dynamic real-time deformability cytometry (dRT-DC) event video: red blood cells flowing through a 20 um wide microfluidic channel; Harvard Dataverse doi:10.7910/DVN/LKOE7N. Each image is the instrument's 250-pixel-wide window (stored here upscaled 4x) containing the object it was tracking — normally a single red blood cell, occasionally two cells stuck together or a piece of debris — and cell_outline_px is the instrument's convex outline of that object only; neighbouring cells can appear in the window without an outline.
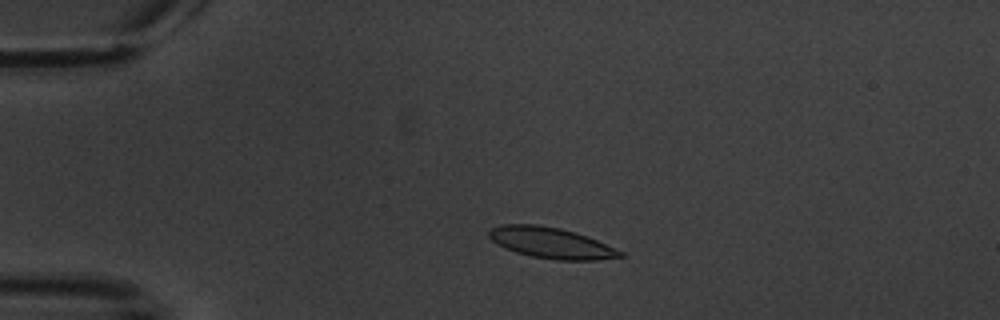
{"species": "common noctule bat (a hibernating species)", "species_latin": "Nyctalus noctula", "temperature_condition": "warm", "stored_images_in_passage": 3, "camera_frame_rate_fps": 3000, "um_per_image_px": 0.085, "animal": {"sex": "male", "body_mass_g": 20.1, "forearm_length_mm": 53.5}, "frame": {"image": 1, "passage_image": 2, "time_ms": 1.0, "image_size_px": [1000, 320], "cell_outline_px": [[624, 256], [596, 260], [556, 260], [532, 256], [516, 252], [504, 248], [496, 244], [488, 236], [488, 232], [492, 228], [504, 224], [536, 224], [560, 228], [576, 232], [588, 236], [624, 252]], "centroid_in_image_um": [46.84, 20.64], "position_along_channel_um": 38.2, "area_um2": 23.64}}